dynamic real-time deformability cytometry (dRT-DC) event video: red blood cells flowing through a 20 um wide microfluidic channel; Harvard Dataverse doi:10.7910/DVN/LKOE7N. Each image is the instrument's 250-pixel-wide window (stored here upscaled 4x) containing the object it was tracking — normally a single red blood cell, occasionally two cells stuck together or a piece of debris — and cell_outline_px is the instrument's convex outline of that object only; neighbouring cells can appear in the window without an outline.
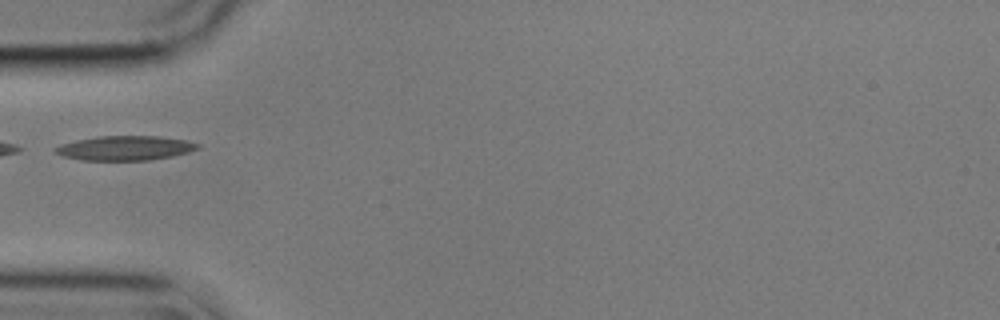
{"species": "common noctule bat (a hibernating species)", "species_latin": "Nyctalus noctula", "temperature_condition": "cold", "stored_images_in_passage": 15, "camera_frame_rate_fps": 3000, "um_per_image_px": 0.085, "animal": {"sex": "male", "body_mass_g": 17.9}, "frame": {"image": 1, "passage_image": 1, "time_ms": 0.0, "image_size_px": [1000, 320], "cell_outline_px": [[200, 148], [188, 152], [172, 156], [148, 160], [80, 160], [60, 156], [52, 152], [52, 148], [60, 144], [76, 140], [96, 136], [160, 136], [188, 140], [200, 144]], "centroid_in_image_um": [10.58, 12.58], "position_along_channel_um": 74.4, "area_um2": 20.63}}